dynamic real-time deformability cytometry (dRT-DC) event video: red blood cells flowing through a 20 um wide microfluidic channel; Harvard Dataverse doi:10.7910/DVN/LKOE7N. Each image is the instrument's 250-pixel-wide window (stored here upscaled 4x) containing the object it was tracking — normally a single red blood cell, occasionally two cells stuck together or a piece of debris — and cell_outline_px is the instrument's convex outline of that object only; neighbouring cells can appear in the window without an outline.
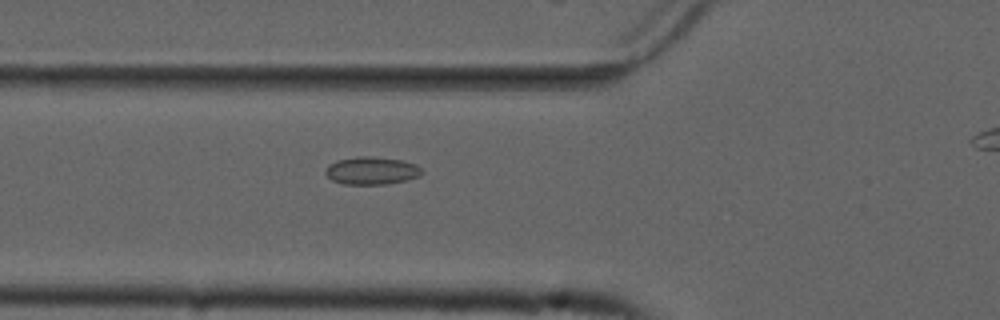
{"species": "common noctule bat (a hibernating species)", "species_latin": "Nyctalus noctula", "temperature_condition": "cold", "stored_images_in_passage": 29, "camera_frame_rate_fps": 3000, "um_per_image_px": 0.085, "animal": {"sex": "male", "forearm_length_mm": 52.5}, "frame": {"image": 1, "passage_image": 4, "time_ms": 1.0, "image_size_px": [1000, 320], "cell_outline_px": [[424, 172], [420, 176], [408, 180], [384, 184], [344, 184], [332, 180], [324, 172], [324, 168], [328, 164], [336, 160], [356, 156], [372, 156], [400, 160], [416, 164]], "centroid_in_image_um": [31.57, 14.5], "position_along_channel_um": 94.2, "area_um2": 15.72}}
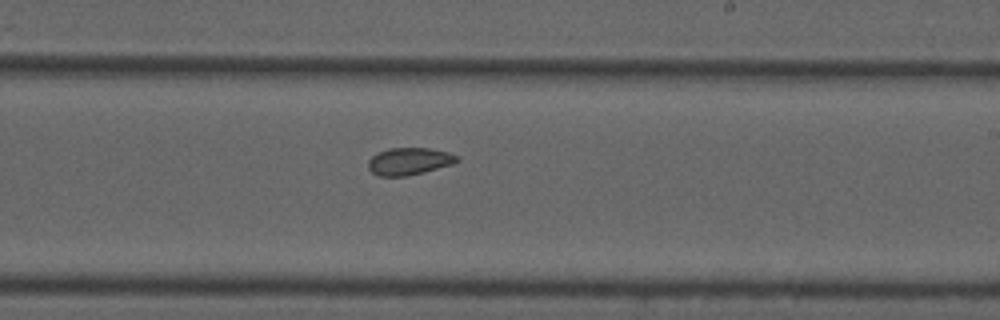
{"frame": {"image": 2, "passage_image": 17, "time_ms": 5.333, "image_size_px": [1000, 320], "cell_outline_px": [[460, 160], [452, 164], [424, 172], [408, 176], [380, 176], [372, 172], [368, 168], [368, 160], [372, 156], [388, 148], [428, 148], [448, 152], [456, 156]], "centroid_in_image_um": [34.77, 13.71], "position_along_channel_um": 254.2, "area_um2": 13.99}}
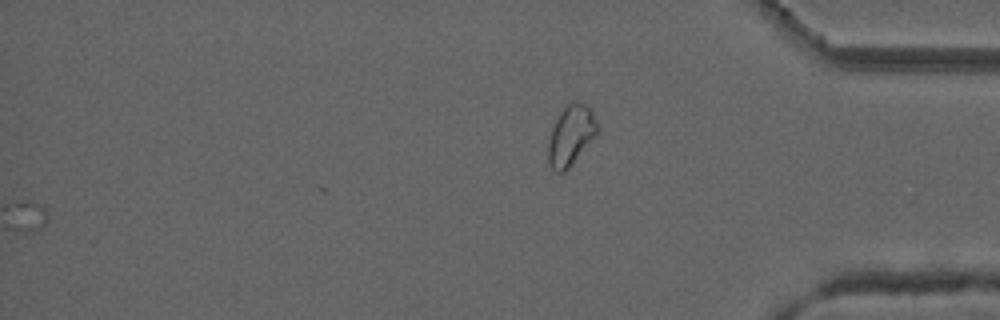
{"frame": {"image": 3, "passage_image": 29, "time_ms": 9.333, "image_size_px": [1000, 320], "cell_outline_px": [[600, 128], [596, 136], [572, 164], [564, 172], [556, 172], [552, 168], [548, 160], [548, 144], [552, 128], [560, 112], [572, 100], [588, 104]], "centroid_in_image_um": [48.55, 11.48], "position_along_channel_um": 386.6, "area_um2": 17.22}, "authors_computed_cell_mechanics": {"area_um2": 14.2188, "velocity_mm_per_s": 3.695, "shape_relaxation_time_tau1_ms": null, "shape_relaxation_time_tau2_ms": 4.8751, "deformation_change_tau1": null, "deformation_change_tau2": 0.0792}}